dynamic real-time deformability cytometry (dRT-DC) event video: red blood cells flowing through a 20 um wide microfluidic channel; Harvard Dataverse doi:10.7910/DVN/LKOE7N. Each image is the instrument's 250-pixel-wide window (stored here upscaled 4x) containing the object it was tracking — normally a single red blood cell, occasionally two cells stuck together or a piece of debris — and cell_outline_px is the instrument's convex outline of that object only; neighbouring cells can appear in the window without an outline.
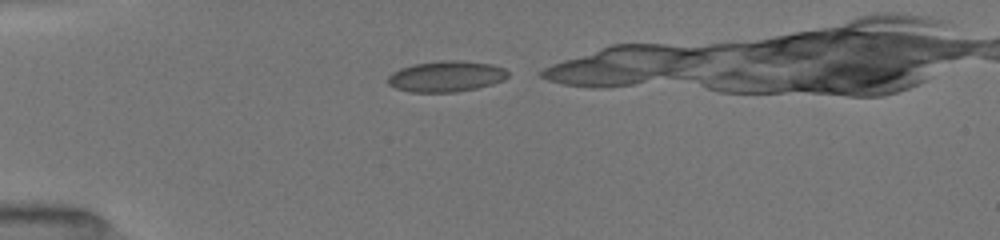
{"species": "common noctule bat (a hibernating species)", "species_latin": "Nyctalus noctula", "temperature_condition": "room temperature", "stored_images_in_passage": 4, "camera_frame_rate_fps": 3000, "um_per_image_px": 0.085, "animal": {"sex": "female", "body_mass_g": 19.5, "forearm_length_mm": 54.1}, "frame": {"image": 1, "passage_image": 1, "time_ms": 0.0, "image_size_px": [1000, 240], "cell_outline_px": [[508, 76], [504, 80], [492, 84], [476, 88], [456, 92], [408, 92], [396, 88], [388, 84], [388, 76], [392, 72], [400, 68], [412, 64], [440, 60], [460, 60], [492, 64], [504, 68], [508, 72]], "centroid_in_image_um": [37.91, 6.48], "position_along_channel_um": 47.1, "area_um2": 21.79}}